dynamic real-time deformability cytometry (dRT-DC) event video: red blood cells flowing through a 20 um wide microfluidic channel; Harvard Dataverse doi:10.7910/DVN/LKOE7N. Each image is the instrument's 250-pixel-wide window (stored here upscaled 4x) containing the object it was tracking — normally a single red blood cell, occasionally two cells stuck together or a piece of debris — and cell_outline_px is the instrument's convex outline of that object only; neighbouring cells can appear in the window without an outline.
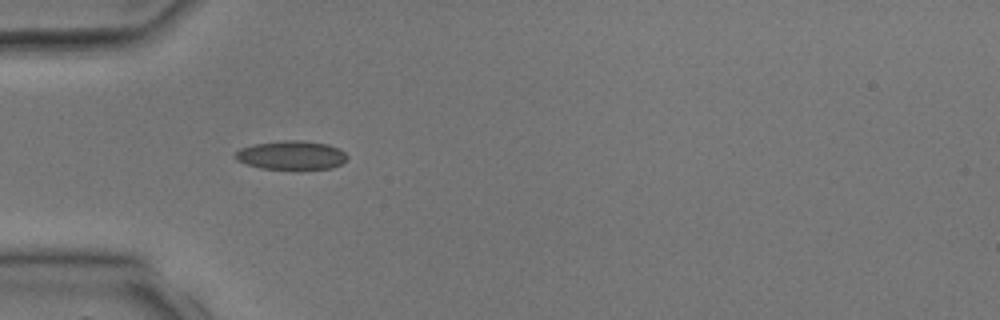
{"species": "common noctule bat (a hibernating species)", "species_latin": "Nyctalus noctula", "temperature_condition": "room temperature", "stored_images_in_passage": 1, "camera_frame_rate_fps": 3000, "um_per_image_px": 0.085, "animal": {"sex": "male", "body_mass_g": 17.9, "forearm_length_mm": 54.2}, "frame": {"image": 1, "passage_image": 1, "time_ms": 0.0, "image_size_px": [1000, 320], "cell_outline_px": [[348, 160], [332, 168], [300, 172], [296, 172], [260, 168], [236, 160], [232, 156], [240, 148], [252, 144], [284, 140], [304, 140], [328, 144], [340, 148], [348, 156]], "centroid_in_image_um": [24.79, 13.23], "position_along_channel_um": 60.2, "area_um2": 19.88}}